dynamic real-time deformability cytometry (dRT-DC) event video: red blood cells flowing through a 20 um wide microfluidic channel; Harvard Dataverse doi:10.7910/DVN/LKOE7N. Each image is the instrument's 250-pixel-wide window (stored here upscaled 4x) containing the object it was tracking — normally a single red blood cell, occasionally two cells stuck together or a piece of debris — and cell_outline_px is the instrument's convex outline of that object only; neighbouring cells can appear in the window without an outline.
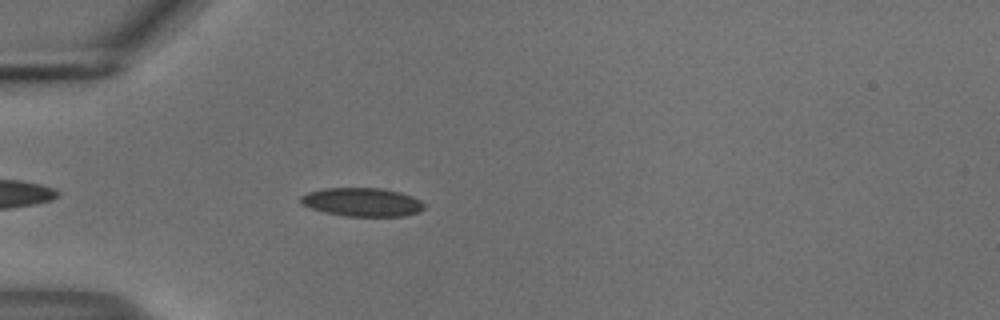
{"species": "common noctule bat (a hibernating species)", "species_latin": "Nyctalus noctula", "temperature_condition": "cold", "stored_images_in_passage": 41, "camera_frame_rate_fps": 3000, "um_per_image_px": 0.085, "animal": {"sex": "male", "body_mass_g": 18.8}, "frame": {"image": 1, "passage_image": 5, "time_ms": 1.333, "image_size_px": [1000, 320], "cell_outline_px": [[424, 208], [420, 212], [404, 216], [344, 216], [324, 212], [300, 204], [300, 196], [308, 192], [324, 188], [384, 188], [400, 192], [412, 196], [420, 200], [424, 204]], "centroid_in_image_um": [30.78, 17.18], "position_along_channel_um": 54.2, "area_um2": 20.69}}
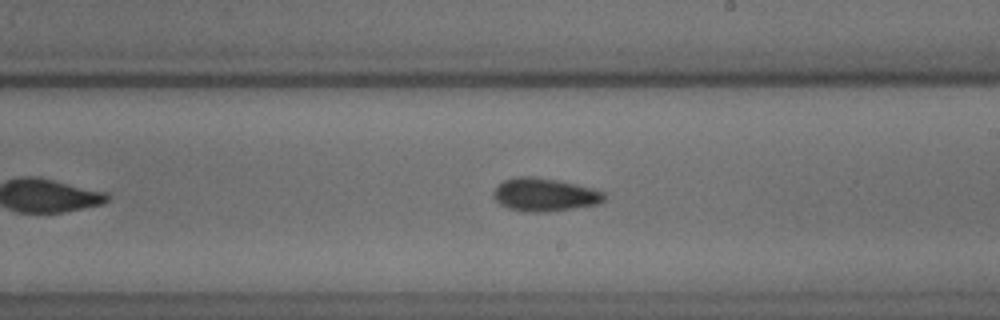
{"frame": {"image": 2, "passage_image": 21, "time_ms": 6.667, "image_size_px": [1000, 320], "cell_outline_px": [[608, 192], [604, 200], [600, 204], [548, 212], [524, 212], [508, 208], [500, 204], [492, 196], [492, 192], [504, 180], [516, 176], [532, 176], [560, 180]], "centroid_in_image_um": [46.32, 16.55], "position_along_channel_um": 242.7, "area_um2": 21.73}}
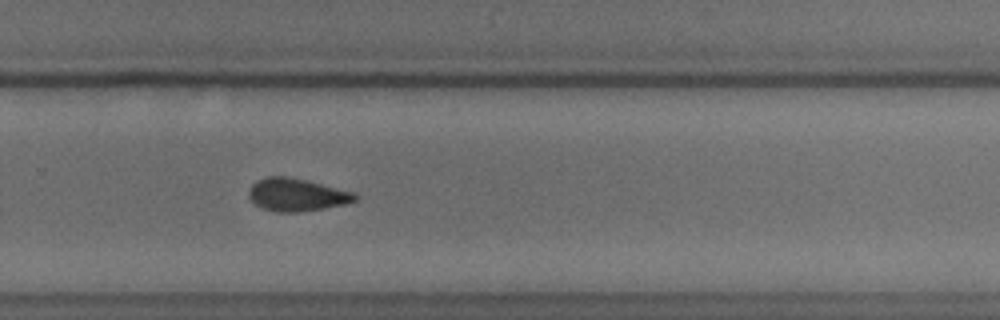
{"frame": {"image": 3, "passage_image": 26, "time_ms": 8.333, "image_size_px": [1000, 320], "cell_outline_px": [[360, 196], [356, 200], [344, 204], [324, 208], [300, 212], [276, 212], [264, 208], [256, 204], [248, 196], [248, 192], [252, 184], [256, 180], [268, 176], [288, 176], [356, 192]], "centroid_in_image_um": [25.24, 16.55], "position_along_channel_um": 304.6, "area_um2": 20.29}, "authors_computed_cell_mechanics": {"area_um2": 20.2878, "velocity_mm_per_s": 3.7292, "shape_relaxation_time_tau1_ms": 5.4048, "shape_relaxation_time_tau2_ms": 3.5309, "deformation_change_tau1": 0.1274, "deformation_change_tau2": 0.1025}}